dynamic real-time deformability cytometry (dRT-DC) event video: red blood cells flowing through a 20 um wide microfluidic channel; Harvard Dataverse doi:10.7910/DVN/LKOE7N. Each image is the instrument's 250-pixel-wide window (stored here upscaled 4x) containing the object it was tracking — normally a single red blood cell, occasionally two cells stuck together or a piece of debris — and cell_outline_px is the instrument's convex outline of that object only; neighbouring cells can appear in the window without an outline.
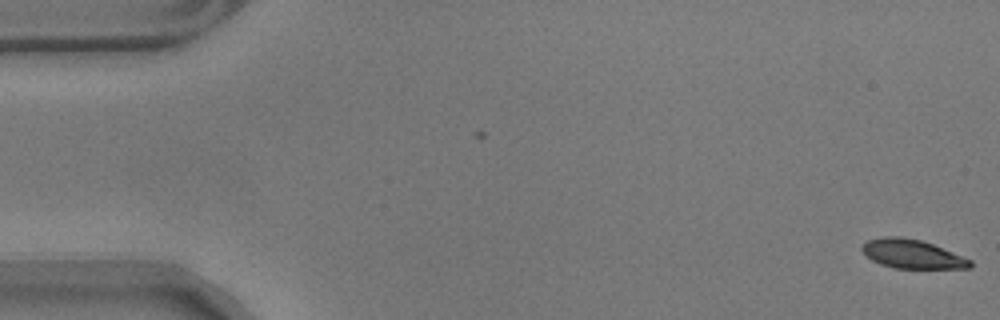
{"species": "common noctule bat (a hibernating species)", "species_latin": "Nyctalus noctula", "temperature_condition": "warm", "stored_images_in_passage": 57, "camera_frame_rate_fps": 3000, "um_per_image_px": 0.085, "animal": {"sex": "male", "body_mass_g": 17.9}, "frame": {"image": 1, "passage_image": 1, "time_ms": 0.0, "image_size_px": [1000, 320], "cell_outline_px": [[972, 268], [892, 268], [880, 264], [872, 260], [860, 248], [868, 240], [880, 236], [900, 236], [920, 240], [932, 244], [972, 260]], "centroid_in_image_um": [77.52, 21.59], "position_along_channel_um": 7.5, "area_um2": 18.09}}
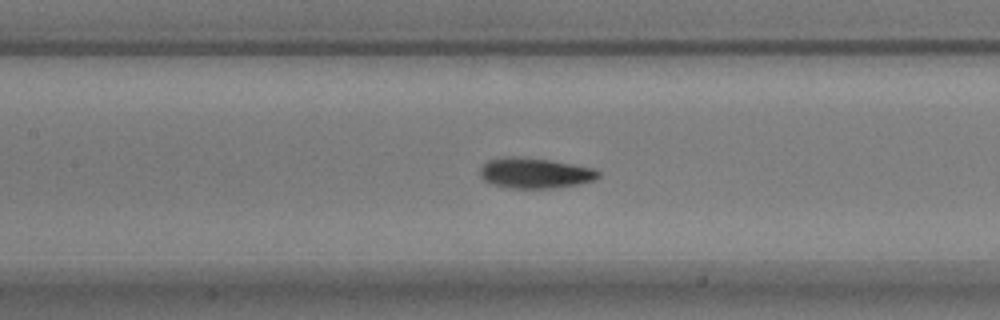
{"frame": {"image": 2, "passage_image": 26, "time_ms": 8.333, "image_size_px": [1000, 320], "cell_outline_px": [[600, 176], [592, 180], [576, 184], [552, 188], [508, 188], [492, 184], [484, 180], [480, 176], [480, 168], [488, 160], [504, 156], [520, 156], [548, 160], [572, 164], [592, 168], [600, 172]], "centroid_in_image_um": [45.41, 14.7], "position_along_channel_um": 162.0, "area_um2": 20.87}}
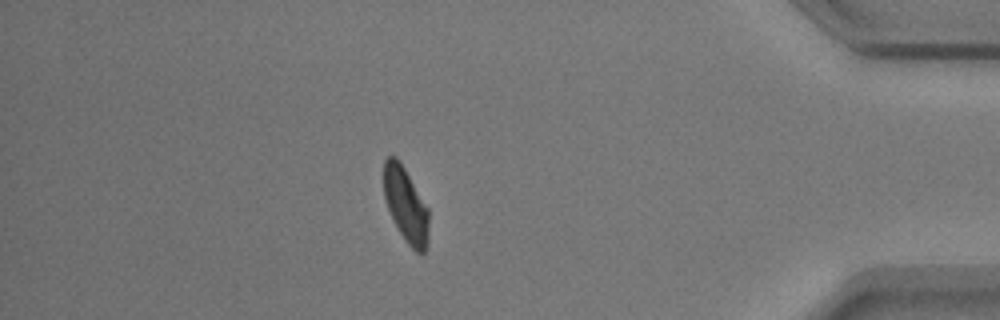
{"frame": {"image": 3, "passage_image": 50, "time_ms": 16.333, "image_size_px": [1000, 320], "cell_outline_px": [[428, 240], [424, 252], [416, 252], [404, 240], [388, 208], [384, 196], [384, 160], [388, 156], [396, 156], [400, 160], [428, 208]], "centroid_in_image_um": [34.49, 17.38], "position_along_channel_um": 400.7, "area_um2": 19.36}, "authors_computed_cell_mechanics": {"area_um2": 20.1144, "velocity_mm_per_s": 3.5077, "shape_relaxation_time_tau1_ms": 2.4089, "shape_relaxation_time_tau2_ms": 2.0522, "deformation_change_tau1": 0.1453, "deformation_change_tau2": 0.0831}}